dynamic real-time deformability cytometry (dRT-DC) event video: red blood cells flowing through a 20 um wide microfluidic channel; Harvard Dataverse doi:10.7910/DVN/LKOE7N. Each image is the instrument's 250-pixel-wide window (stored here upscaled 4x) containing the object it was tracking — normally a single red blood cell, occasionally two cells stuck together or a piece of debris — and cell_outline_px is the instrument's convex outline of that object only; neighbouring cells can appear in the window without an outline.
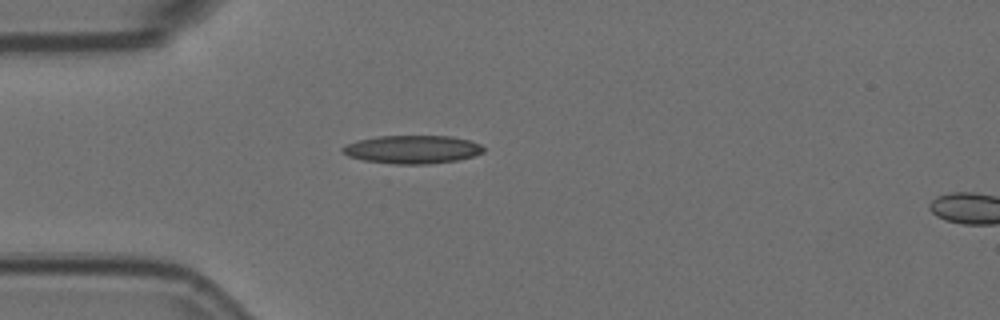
{"species": "Egyptian fruit bat (a non-hibernating species)", "species_latin": "Rousettus aegyptiacus", "temperature_condition": "room temperature", "stored_images_in_passage": 2, "segment_of_instrument_passage": [1, 2], "camera_frame_rate_fps": 3000, "um_per_image_px": 0.085, "animal": {"sex": "female"}, "frame": {"image": 1, "passage_image": 1, "time_ms": 0.0, "image_size_px": [1000, 320], "cell_outline_px": [[484, 152], [472, 156], [456, 160], [428, 164], [396, 164], [364, 160], [348, 156], [340, 148], [348, 144], [360, 140], [376, 136], [452, 136], [472, 140], [480, 144], [484, 148]], "centroid_in_image_um": [35.09, 12.69], "position_along_channel_um": 49.9, "area_um2": 23.06}}